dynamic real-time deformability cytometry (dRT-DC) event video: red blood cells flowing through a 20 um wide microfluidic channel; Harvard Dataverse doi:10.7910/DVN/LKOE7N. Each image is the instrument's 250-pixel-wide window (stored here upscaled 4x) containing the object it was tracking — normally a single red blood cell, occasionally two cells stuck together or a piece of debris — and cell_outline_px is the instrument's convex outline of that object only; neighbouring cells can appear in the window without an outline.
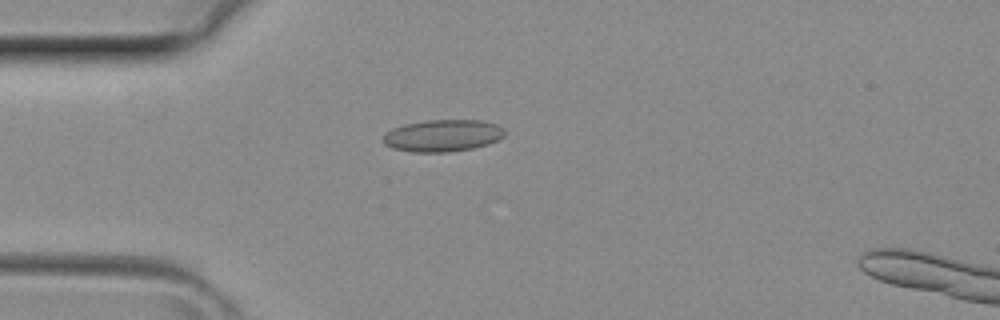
{"species": "common noctule bat (a hibernating species)", "species_latin": "Nyctalus noctula", "temperature_condition": "room temperature", "stored_images_in_passage": 3, "camera_frame_rate_fps": 3000, "um_per_image_px": 0.085, "animal": {"sex": "female", "body_mass_g": 29.2, "forearm_length_mm": 56.3}, "frame": {"image": 1, "passage_image": 3, "time_ms": 0.667, "image_size_px": [1000, 320], "cell_outline_px": [[508, 132], [504, 136], [488, 144], [472, 148], [448, 152], [412, 152], [392, 148], [384, 144], [380, 140], [384, 132], [392, 128], [404, 124], [424, 120], [480, 120], [496, 124], [504, 128]], "centroid_in_image_um": [37.59, 11.52], "position_along_channel_um": 47.4, "area_um2": 23.0}}